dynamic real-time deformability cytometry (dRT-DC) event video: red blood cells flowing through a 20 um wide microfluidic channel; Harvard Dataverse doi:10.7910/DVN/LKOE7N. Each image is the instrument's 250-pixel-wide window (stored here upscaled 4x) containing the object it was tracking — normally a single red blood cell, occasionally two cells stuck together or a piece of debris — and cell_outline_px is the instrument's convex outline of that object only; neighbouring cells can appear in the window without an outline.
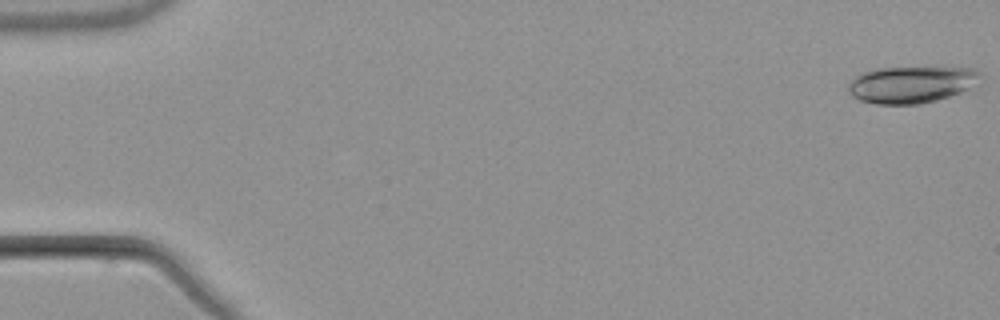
{"species": "common noctule bat (a hibernating species)", "species_latin": "Nyctalus noctula", "temperature_condition": "warm", "stored_images_in_passage": 4, "camera_frame_rate_fps": 3000, "um_per_image_px": 0.085, "animal": {"sex": "male", "body_mass_g": 21.5, "forearm_length_mm": 52.0}, "frame": {"image": 1, "passage_image": 1, "time_ms": 0.0, "image_size_px": [1000, 320], "cell_outline_px": [[984, 80], [960, 92], [936, 100], [920, 104], [876, 104], [860, 100], [852, 96], [848, 92], [848, 84], [860, 72], [876, 68], [940, 64], [972, 68], [980, 72]], "centroid_in_image_um": [77.53, 7.11], "position_along_channel_um": 7.5, "area_um2": 29.71}}
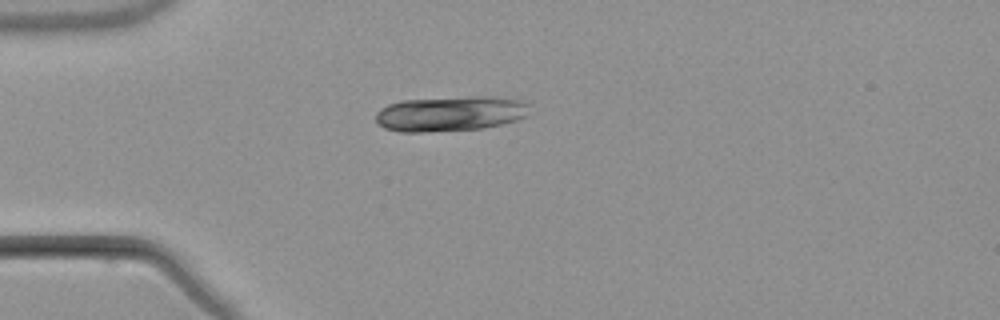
{"frame": {"image": 2, "passage_image": 4, "time_ms": 4.667, "image_size_px": [1000, 320], "cell_outline_px": [[528, 116], [516, 120], [484, 128], [420, 132], [400, 132], [384, 128], [376, 124], [376, 112], [380, 108], [388, 104], [404, 100], [468, 96], [504, 96], [520, 100], [528, 104]], "centroid_in_image_um": [38.27, 9.65], "position_along_channel_um": 46.7, "area_um2": 31.79}}